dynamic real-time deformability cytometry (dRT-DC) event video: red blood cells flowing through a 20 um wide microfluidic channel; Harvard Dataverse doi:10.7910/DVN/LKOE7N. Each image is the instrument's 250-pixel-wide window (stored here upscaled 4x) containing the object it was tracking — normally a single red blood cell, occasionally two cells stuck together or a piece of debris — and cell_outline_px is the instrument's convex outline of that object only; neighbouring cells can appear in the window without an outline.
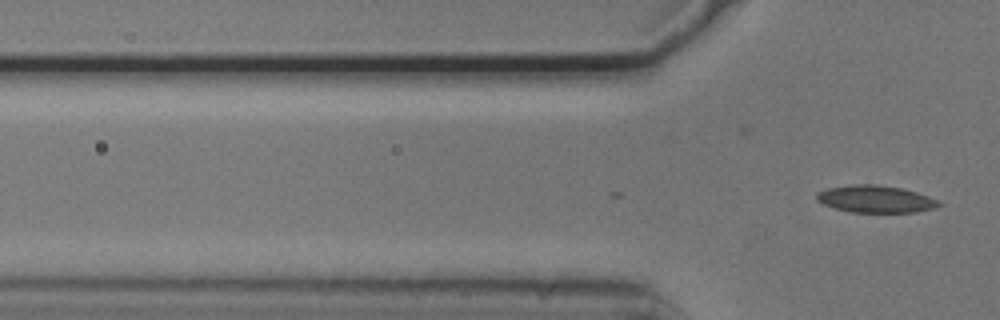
{"species": "common noctule bat (a hibernating species)", "species_latin": "Nyctalus noctula", "temperature_condition": "cold", "stored_images_in_passage": 4, "camera_frame_rate_fps": 3000, "um_per_image_px": 0.085, "animal": {"sex": "male", "body_mass_g": 20.5, "forearm_length_mm": 52.5}, "frame": {"image": 1, "passage_image": 4, "time_ms": 1.0, "image_size_px": [1000, 320], "cell_outline_px": [[944, 204], [936, 208], [916, 212], [852, 212], [836, 208], [824, 204], [816, 200], [816, 192], [828, 188], [852, 184], [876, 184], [900, 188], [916, 192], [928, 196]], "centroid_in_image_um": [74.43, 16.92], "position_along_channel_um": 51.4, "area_um2": 19.31}}